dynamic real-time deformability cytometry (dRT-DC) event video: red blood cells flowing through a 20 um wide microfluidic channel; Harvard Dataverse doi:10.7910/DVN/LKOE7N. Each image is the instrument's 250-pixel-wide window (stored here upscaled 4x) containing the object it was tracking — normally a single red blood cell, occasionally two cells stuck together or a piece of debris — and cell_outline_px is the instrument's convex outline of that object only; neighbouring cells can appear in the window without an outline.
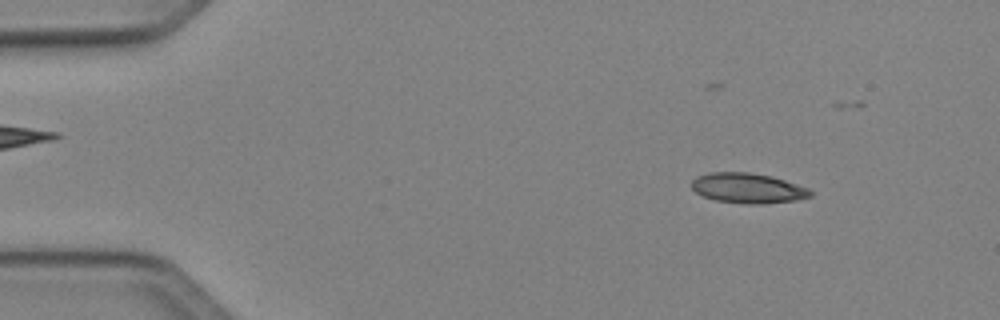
{"species": "Egyptian fruit bat (a non-hibernating species)", "species_latin": "Rousettus aegyptiacus", "temperature_condition": "cold", "stored_images_in_passage": 39, "camera_frame_rate_fps": 3000, "um_per_image_px": 0.085, "animal": {"sex": "female"}, "frame": {"image": 1, "passage_image": 6, "time_ms": 1.667, "image_size_px": [1000, 320], "cell_outline_px": [[816, 192], [812, 196], [796, 200], [760, 204], [748, 204], [716, 200], [704, 196], [696, 192], [692, 188], [692, 180], [696, 176], [712, 172], [748, 172], [772, 176], [808, 188]], "centroid_in_image_um": [63.6, 15.99], "position_along_channel_um": 21.4, "area_um2": 20.81}}
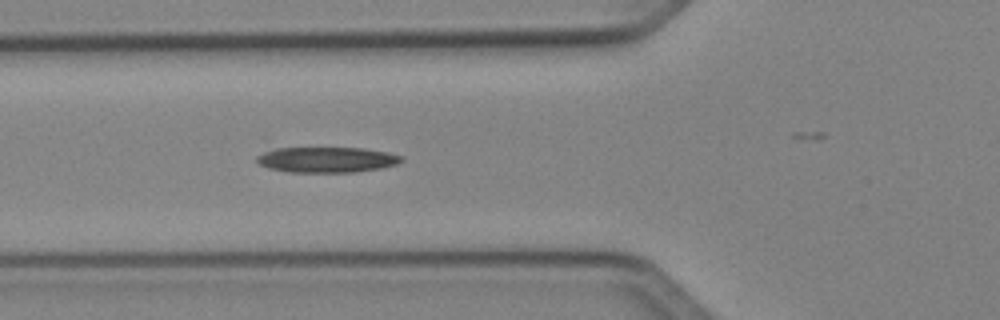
{"frame": {"image": 2, "passage_image": 18, "time_ms": 5.667, "image_size_px": [1000, 320], "cell_outline_px": [[404, 160], [396, 164], [380, 168], [352, 172], [288, 172], [268, 168], [260, 164], [256, 160], [256, 156], [264, 152], [276, 148], [364, 148], [388, 152], [404, 156]], "centroid_in_image_um": [27.79, 13.57], "position_along_channel_um": 98.0, "area_um2": 21.5}}
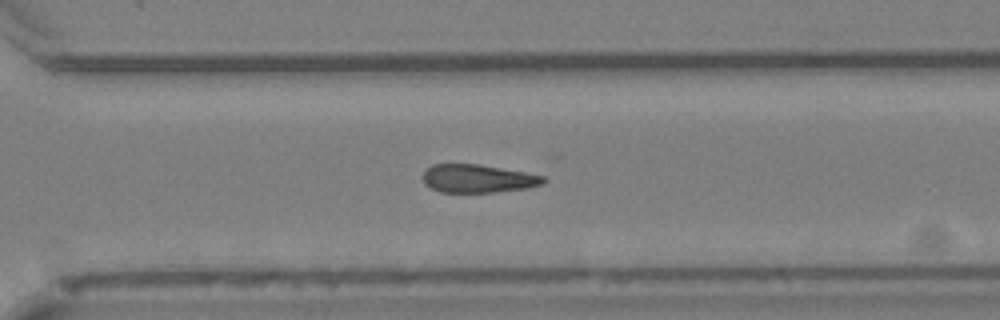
{"frame": {"image": 3, "passage_image": 35, "time_ms": 11.333, "image_size_px": [1000, 320], "cell_outline_px": [[544, 184], [528, 188], [492, 192], [440, 192], [424, 184], [420, 176], [432, 164], [476, 164], [544, 176]], "centroid_in_image_um": [40.55, 15.18], "position_along_channel_um": 330.0, "area_um2": 19.59}}